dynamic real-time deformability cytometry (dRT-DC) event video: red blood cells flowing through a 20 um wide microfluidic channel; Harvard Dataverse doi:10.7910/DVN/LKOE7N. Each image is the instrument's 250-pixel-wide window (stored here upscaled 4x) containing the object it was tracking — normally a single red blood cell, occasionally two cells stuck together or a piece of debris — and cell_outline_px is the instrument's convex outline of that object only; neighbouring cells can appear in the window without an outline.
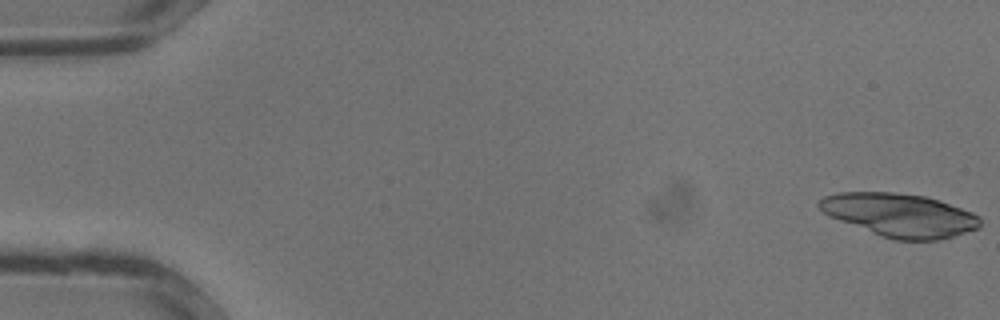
{"species": "common noctule bat (a hibernating species)", "species_latin": "Nyctalus noctula", "temperature_condition": "warm", "stored_images_in_passage": 35, "camera_frame_rate_fps": 3000, "um_per_image_px": 0.085, "animal": {"sex": "male", "body_mass_g": 13.3}, "frame": {"image": 1, "passage_image": 1, "time_ms": 0.0, "image_size_px": [1000, 320], "cell_outline_px": [[980, 228], [940, 240], [896, 240], [880, 236], [828, 216], [816, 204], [824, 196], [840, 192], [892, 192], [924, 196], [972, 212], [980, 216]], "centroid_in_image_um": [76.46, 18.29], "position_along_channel_um": 8.5, "area_um2": 40.46}}
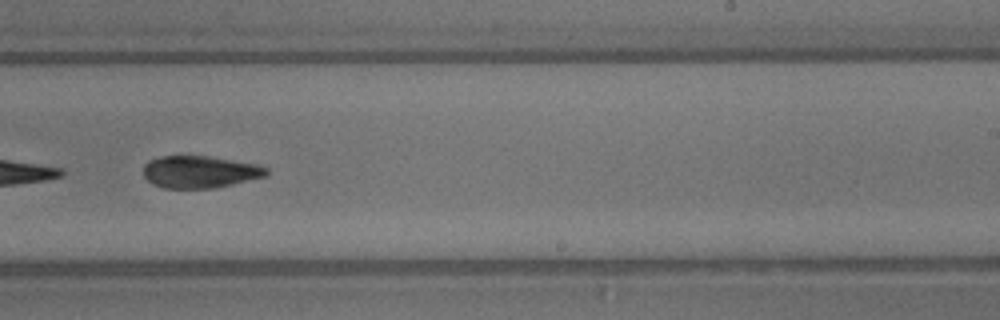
{"frame": {"image": 2, "passage_image": 22, "time_ms": 7.0, "image_size_px": [1000, 320], "cell_outline_px": [[268, 176], [232, 184], [212, 188], [164, 188], [152, 184], [144, 176], [144, 164], [148, 160], [160, 156], [212, 156], [256, 164], [268, 168]], "centroid_in_image_um": [16.99, 14.6], "position_along_channel_um": 272.0, "area_um2": 23.18}}
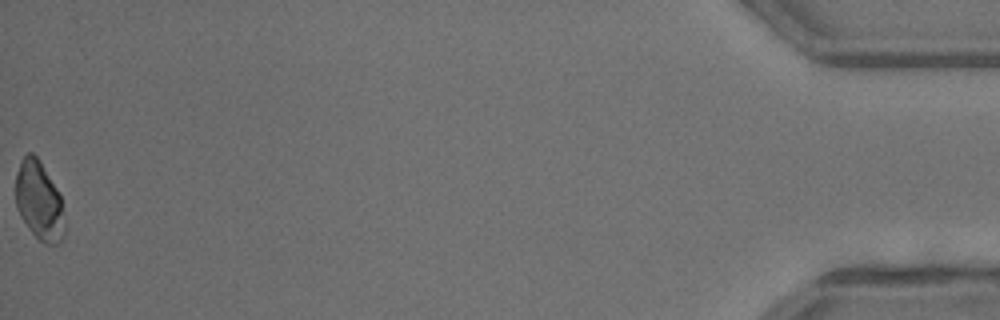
{"frame": {"image": 3, "passage_image": 35, "time_ms": 11.333, "image_size_px": [1000, 320], "cell_outline_px": [[64, 236], [60, 244], [44, 244], [28, 228], [20, 216], [16, 208], [16, 172], [20, 160], [28, 152], [32, 152], [40, 160], [56, 188], [60, 196], [64, 224]], "centroid_in_image_um": [3.31, 17.07], "position_along_channel_um": 431.9, "area_um2": 22.43}}